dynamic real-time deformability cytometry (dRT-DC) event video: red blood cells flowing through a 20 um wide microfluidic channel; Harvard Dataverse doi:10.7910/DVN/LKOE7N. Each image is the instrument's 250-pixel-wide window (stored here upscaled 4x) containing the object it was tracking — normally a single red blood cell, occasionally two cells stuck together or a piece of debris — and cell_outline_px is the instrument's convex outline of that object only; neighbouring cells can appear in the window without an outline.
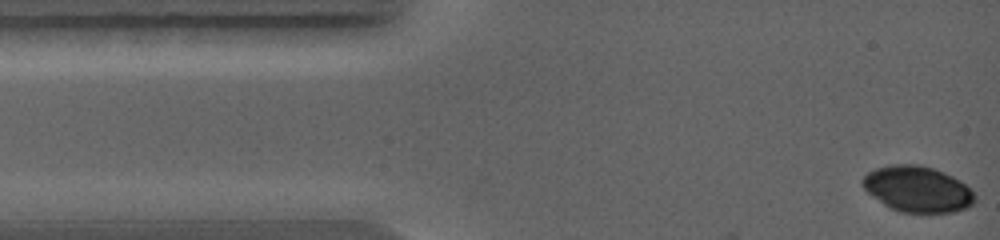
{"species": "common noctule bat (a hibernating species)", "species_latin": "Nyctalus noctula", "temperature_condition": "warm", "stored_images_in_passage": 12, "camera_frame_rate_fps": 5000, "um_per_image_px": 0.085, "animal": {"sex": "female", "body_mass_g": 19.0, "forearm_length_mm": 56.7}, "frame": {"image": 1, "passage_image": 1, "time_ms": 0.0, "image_size_px": [1000, 240], "cell_outline_px": [[976, 200], [968, 208], [952, 212], [900, 212], [888, 208], [872, 196], [864, 188], [860, 180], [868, 172], [876, 168], [892, 164], [916, 164], [932, 168], [944, 172], [960, 180], [976, 196]], "centroid_in_image_um": [77.97, 16.08], "position_along_channel_um": 7.0, "area_um2": 30.06}}